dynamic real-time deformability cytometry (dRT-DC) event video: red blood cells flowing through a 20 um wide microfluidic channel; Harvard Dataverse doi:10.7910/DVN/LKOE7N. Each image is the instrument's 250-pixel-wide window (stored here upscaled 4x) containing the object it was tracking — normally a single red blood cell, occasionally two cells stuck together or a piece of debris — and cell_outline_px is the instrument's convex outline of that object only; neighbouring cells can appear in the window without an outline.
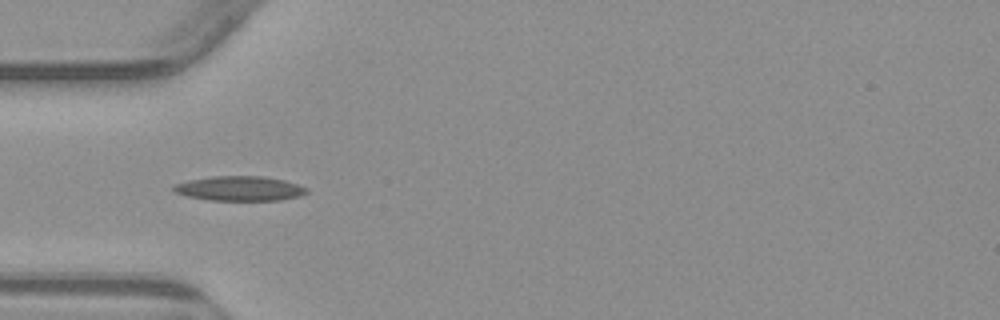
{"species": "common noctule bat (a hibernating species)", "species_latin": "Nyctalus noctula", "temperature_condition": "warm", "stored_images_in_passage": 5, "camera_frame_rate_fps": 3000, "um_per_image_px": 0.085, "animal": {"sex": "male", "body_mass_g": 23.1, "forearm_length_mm": 52.7}, "frame": {"image": 1, "passage_image": 4, "time_ms": 3.333, "image_size_px": [1000, 320], "cell_outline_px": [[308, 192], [300, 196], [280, 200], [208, 200], [188, 196], [176, 192], [172, 188], [176, 184], [188, 180], [212, 176], [264, 176], [284, 180], [308, 188]], "centroid_in_image_um": [20.39, 16.02], "position_along_channel_um": 64.6, "area_um2": 19.02}}
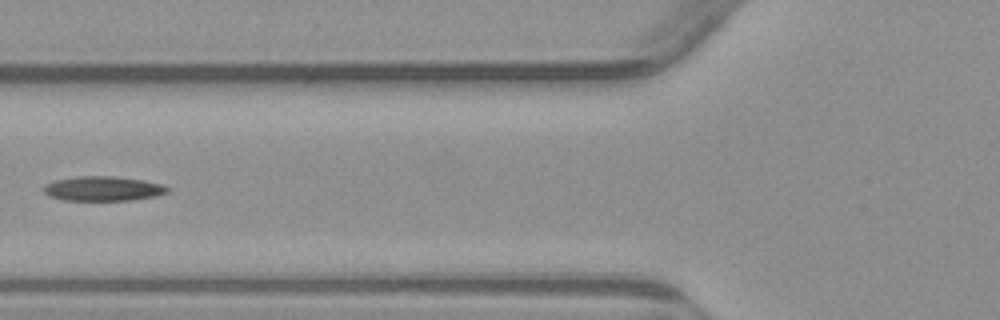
{"frame": {"image": 2, "passage_image": 5, "time_ms": 4.667, "image_size_px": [1000, 320], "cell_outline_px": [[168, 192], [156, 196], [132, 200], [64, 200], [48, 196], [44, 192], [44, 184], [56, 180], [80, 176], [112, 176], [144, 180], [164, 184], [168, 188]], "centroid_in_image_um": [8.77, 16.03], "position_along_channel_um": 117.0, "area_um2": 17.74}}